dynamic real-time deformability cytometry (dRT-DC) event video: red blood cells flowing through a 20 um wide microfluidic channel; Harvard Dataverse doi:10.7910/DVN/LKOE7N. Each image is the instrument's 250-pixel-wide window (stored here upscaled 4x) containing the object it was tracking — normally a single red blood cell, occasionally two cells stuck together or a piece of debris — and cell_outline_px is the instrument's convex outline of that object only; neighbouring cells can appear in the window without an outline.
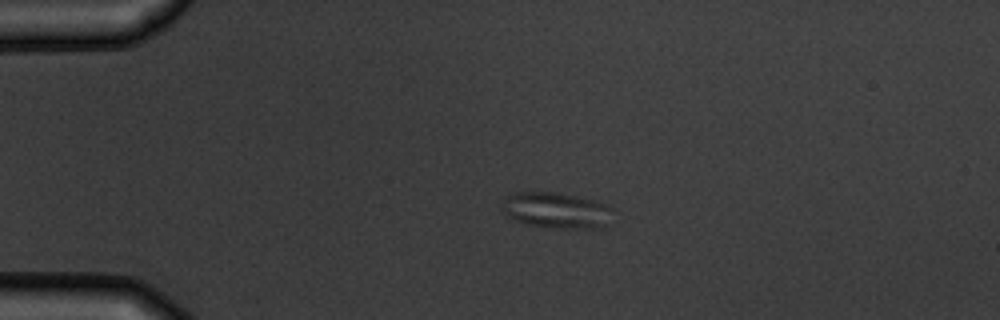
{"species": "common noctule bat (a hibernating species)", "species_latin": "Nyctalus noctula", "temperature_condition": "warm", "stored_images_in_passage": 2, "camera_frame_rate_fps": 3000, "um_per_image_px": 0.085, "animal": {"sex": "male", "body_mass_g": 19.5, "forearm_length_mm": 54.6}, "frame": {"image": 1, "passage_image": 1, "time_ms": 0.0, "image_size_px": [1000, 320], "cell_outline_px": [[612, 208], [604, 224], [600, 228], [564, 228], [528, 224], [516, 220], [508, 216], [504, 212], [504, 200], [508, 196], [520, 192], [556, 192], [592, 200], [604, 204]], "centroid_in_image_um": [47.27, 17.87], "position_along_channel_um": 37.7, "area_um2": 22.25}}